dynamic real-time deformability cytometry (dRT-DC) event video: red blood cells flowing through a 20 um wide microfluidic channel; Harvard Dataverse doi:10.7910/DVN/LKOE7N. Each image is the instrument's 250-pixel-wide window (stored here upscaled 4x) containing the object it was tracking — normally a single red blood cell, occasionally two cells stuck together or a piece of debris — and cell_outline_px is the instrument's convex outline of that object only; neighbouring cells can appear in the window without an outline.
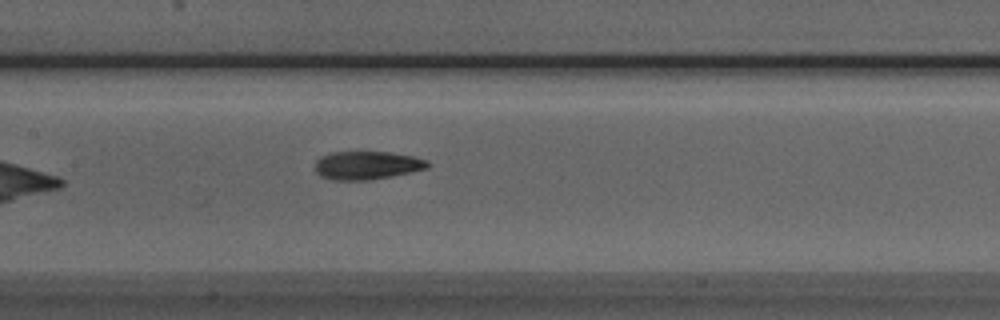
{"species": "Egyptian fruit bat (a non-hibernating species)", "species_latin": "Rousettus aegyptiacus", "temperature_condition": "room temperature", "stored_images_in_passage": 7, "camera_frame_rate_fps": 3000, "um_per_image_px": 0.085, "animal": {"sex": "male"}, "frame": {"image": 1, "passage_image": 7, "time_ms": 2.0, "image_size_px": [1000, 320], "cell_outline_px": [[432, 164], [428, 168], [412, 172], [372, 180], [332, 180], [320, 176], [316, 172], [316, 160], [320, 156], [328, 152], [388, 152], [412, 156], [428, 160]], "centroid_in_image_um": [31.2, 14.05], "position_along_channel_um": 176.2, "area_um2": 18.79}}